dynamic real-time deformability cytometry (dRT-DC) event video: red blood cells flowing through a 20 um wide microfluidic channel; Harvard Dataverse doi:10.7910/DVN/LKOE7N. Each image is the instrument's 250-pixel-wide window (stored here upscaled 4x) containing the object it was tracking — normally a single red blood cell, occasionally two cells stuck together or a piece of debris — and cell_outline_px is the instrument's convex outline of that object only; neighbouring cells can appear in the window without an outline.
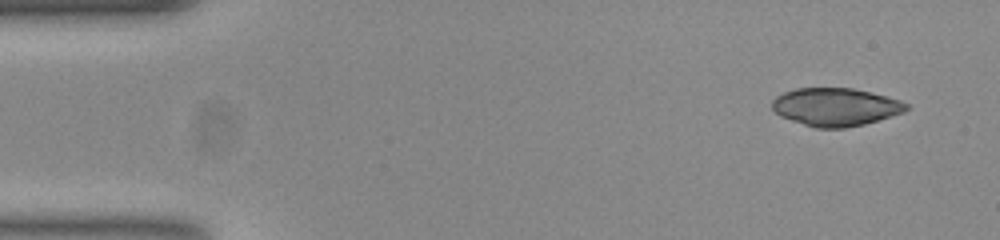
{"species": "common noctule bat (a hibernating species)", "species_latin": "Nyctalus noctula", "temperature_condition": "room temperature", "stored_images_in_passage": 50, "camera_frame_rate_fps": 3000, "um_per_image_px": 0.085, "animal": {"sex": "female", "body_mass_g": 23.0, "forearm_length_mm": 53.4}, "frame": {"image": 1, "passage_image": 1, "time_ms": 0.0, "image_size_px": [1000, 240], "cell_outline_px": [[912, 108], [904, 112], [892, 116], [864, 124], [844, 128], [816, 128], [780, 116], [772, 108], [772, 100], [776, 96], [784, 92], [796, 88], [852, 88], [900, 100], [908, 104]], "centroid_in_image_um": [71.03, 9.09], "position_along_channel_um": 14.0, "area_um2": 29.59}}